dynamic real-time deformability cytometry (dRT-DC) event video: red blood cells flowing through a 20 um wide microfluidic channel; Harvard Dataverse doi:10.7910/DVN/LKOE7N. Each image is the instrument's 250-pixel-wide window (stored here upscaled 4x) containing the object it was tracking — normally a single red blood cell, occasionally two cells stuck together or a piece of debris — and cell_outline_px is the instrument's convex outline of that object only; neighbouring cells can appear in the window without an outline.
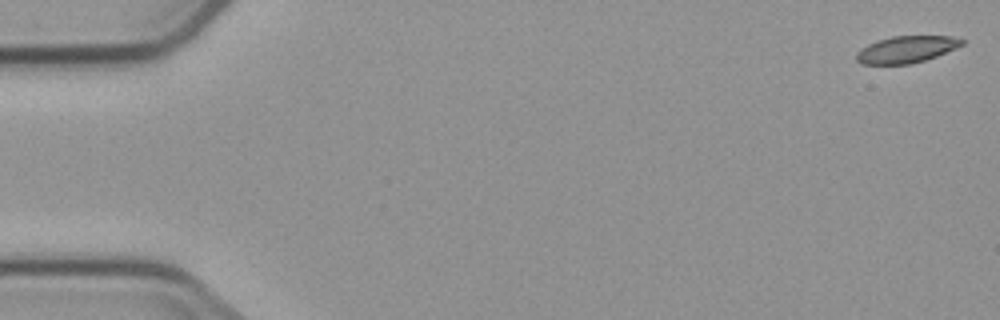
{"species": "common noctule bat (a hibernating species)", "species_latin": "Nyctalus noctula", "temperature_condition": "cold", "stored_images_in_passage": 6, "camera_frame_rate_fps": 3000, "um_per_image_px": 0.085, "animal": {"sex": "male", "body_mass_g": 23.1, "forearm_length_mm": 52.7}, "frame": {"image": 1, "passage_image": 1, "time_ms": 0.0, "image_size_px": [1000, 320], "cell_outline_px": [[964, 44], [936, 56], [912, 64], [860, 64], [856, 60], [856, 52], [860, 48], [876, 40], [892, 36], [952, 36], [964, 40]], "centroid_in_image_um": [76.99, 4.2], "position_along_channel_um": 8.0, "area_um2": 16.53}}
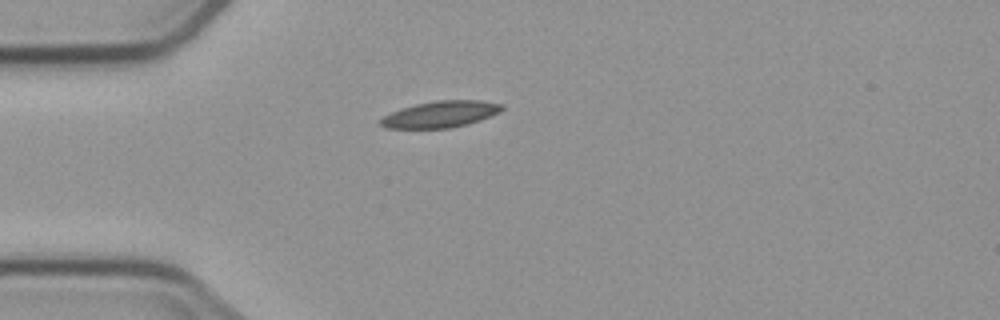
{"frame": {"image": 2, "passage_image": 5, "time_ms": 4.667, "image_size_px": [1000, 320], "cell_outline_px": [[504, 108], [500, 112], [480, 120], [468, 124], [452, 128], [384, 128], [380, 124], [380, 120], [384, 116], [400, 108], [416, 104], [436, 100], [484, 100], [504, 104]], "centroid_in_image_um": [37.48, 9.7], "position_along_channel_um": 47.5, "area_um2": 18.84}}